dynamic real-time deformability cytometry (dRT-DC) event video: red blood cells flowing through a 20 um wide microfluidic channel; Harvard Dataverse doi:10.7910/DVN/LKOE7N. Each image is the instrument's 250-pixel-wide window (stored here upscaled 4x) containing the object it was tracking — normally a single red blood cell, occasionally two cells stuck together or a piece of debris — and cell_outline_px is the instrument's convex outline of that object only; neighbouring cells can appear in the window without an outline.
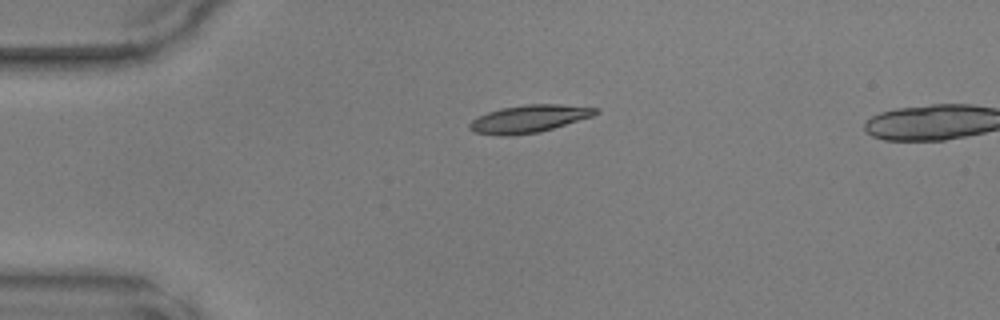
{"species": "common noctule bat (a hibernating species)", "species_latin": "Nyctalus noctula", "temperature_condition": "warm", "stored_images_in_passage": 37, "camera_frame_rate_fps": 3000, "um_per_image_px": 0.085, "animal": {"sex": "male", "body_mass_g": 17.9, "forearm_length_mm": 54.2}, "frame": {"image": 1, "passage_image": 1, "time_ms": 0.0, "image_size_px": [1000, 320], "cell_outline_px": [[600, 112], [592, 116], [540, 132], [508, 136], [500, 136], [476, 132], [468, 128], [468, 124], [472, 120], [488, 112], [500, 108], [528, 104], [560, 104], [600, 108]], "centroid_in_image_um": [44.98, 10.09], "position_along_channel_um": 40.0, "area_um2": 20.17}}
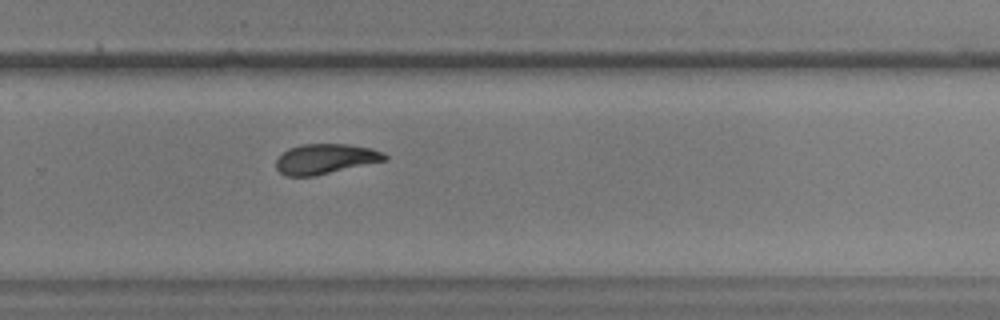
{"frame": {"image": 2, "passage_image": 22, "time_ms": 7.0, "image_size_px": [1000, 320], "cell_outline_px": [[388, 160], [312, 176], [284, 176], [276, 168], [276, 160], [288, 148], [300, 144], [348, 144], [372, 148], [384, 152], [388, 156]], "centroid_in_image_um": [27.68, 13.5], "position_along_channel_um": 302.1, "area_um2": 19.07}}
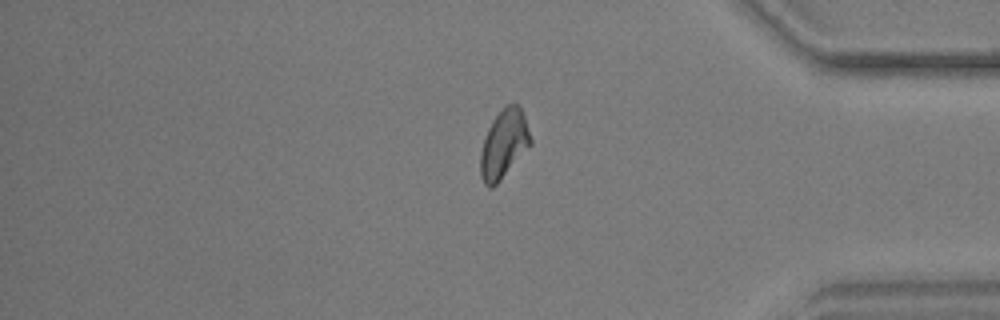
{"frame": {"image": 3, "passage_image": 30, "time_ms": 9.667, "image_size_px": [1000, 320], "cell_outline_px": [[532, 144], [500, 180], [492, 188], [488, 188], [484, 184], [480, 176], [480, 152], [488, 128], [492, 120], [504, 104], [516, 104], [520, 108], [524, 116], [532, 140]], "centroid_in_image_um": [42.81, 12.25], "position_along_channel_um": 392.4, "area_um2": 20.0}}